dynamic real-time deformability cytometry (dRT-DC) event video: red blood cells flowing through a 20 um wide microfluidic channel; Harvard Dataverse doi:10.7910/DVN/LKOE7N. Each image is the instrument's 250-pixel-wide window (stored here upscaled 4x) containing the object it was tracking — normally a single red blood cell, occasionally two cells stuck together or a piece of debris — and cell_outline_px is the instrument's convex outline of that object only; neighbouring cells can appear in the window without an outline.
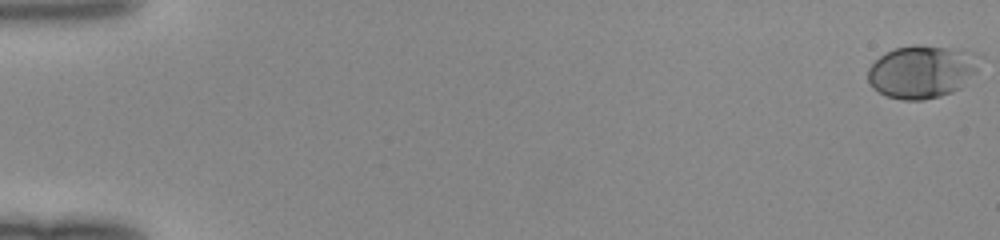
{"species": "human", "species_latin": "Homo sapiens", "temperature_condition": "room temperature", "stored_images_in_passage": 51, "camera_frame_rate_fps": 3000, "um_per_image_px": 0.085, "donor": {"sex": "female"}, "frame": {"image": 1, "passage_image": 1, "time_ms": 0.0, "image_size_px": [1000, 240], "cell_outline_px": [[984, 56], [976, 72], [960, 88], [952, 92], [940, 96], [924, 100], [900, 100], [888, 96], [872, 88], [868, 80], [868, 68], [884, 52], [896, 48], [916, 44], [920, 44], [976, 52]], "centroid_in_image_um": [78.4, 6.08], "position_along_channel_um": 6.6, "area_um2": 34.8}}
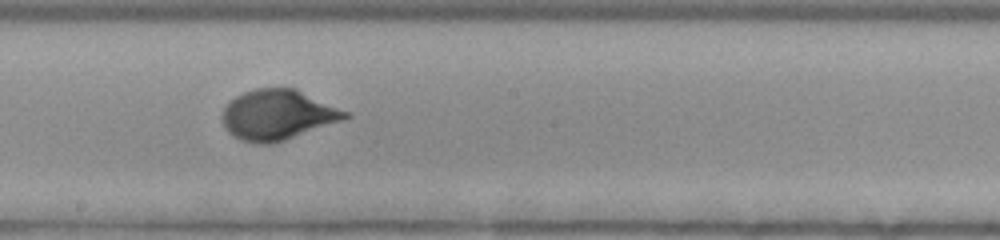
{"frame": {"image": 2, "passage_image": 30, "time_ms": 9.667, "image_size_px": [1000, 240], "cell_outline_px": [[352, 116], [284, 140], [268, 144], [256, 144], [240, 140], [232, 136], [224, 128], [220, 116], [228, 100], [244, 92], [256, 88], [296, 88], [352, 112]], "centroid_in_image_um": [23.58, 9.75], "position_along_channel_um": 224.6, "area_um2": 36.3}}
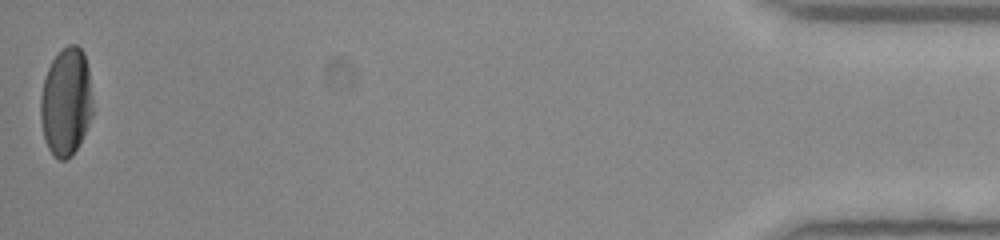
{"frame": {"image": 3, "passage_image": 51, "time_ms": 16.667, "image_size_px": [1000, 240], "cell_outline_px": [[92, 112], [88, 124], [72, 156], [64, 160], [60, 160], [48, 148], [44, 140], [40, 120], [40, 96], [44, 80], [48, 68], [52, 60], [68, 44], [76, 44], [84, 52], [88, 68], [92, 96]], "centroid_in_image_um": [5.6, 8.65], "position_along_channel_um": 429.6, "area_um2": 32.66}}